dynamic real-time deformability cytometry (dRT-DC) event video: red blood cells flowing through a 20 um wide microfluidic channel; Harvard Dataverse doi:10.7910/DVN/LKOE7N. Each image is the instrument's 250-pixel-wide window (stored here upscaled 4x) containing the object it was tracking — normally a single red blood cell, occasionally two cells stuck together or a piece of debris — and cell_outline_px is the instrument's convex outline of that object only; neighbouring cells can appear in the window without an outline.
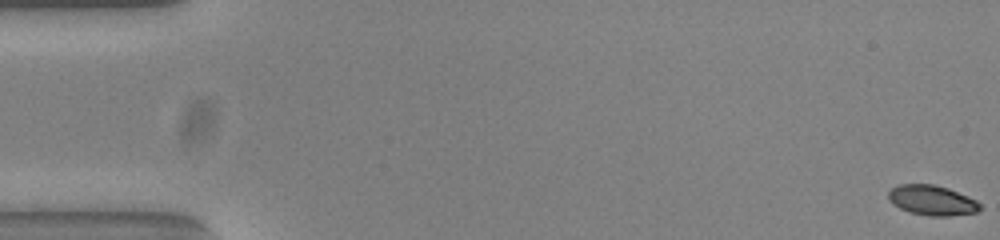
{"species": "common noctule bat (a hibernating species)", "species_latin": "Nyctalus noctula", "temperature_condition": "warm", "stored_images_in_passage": 54, "camera_frame_rate_fps": 3000, "um_per_image_px": 0.085, "animal": {"sex": "female", "body_mass_g": 23.0, "forearm_length_mm": 53.4}, "frame": {"image": 1, "passage_image": 1, "time_ms": 0.0, "image_size_px": [1000, 240], "cell_outline_px": [[980, 208], [976, 212], [948, 216], [928, 216], [908, 212], [892, 204], [888, 200], [888, 192], [892, 188], [900, 184], [932, 184], [948, 188], [968, 196], [976, 200], [980, 204]], "centroid_in_image_um": [79.19, 17.03], "position_along_channel_um": 5.8, "area_um2": 16.07}}
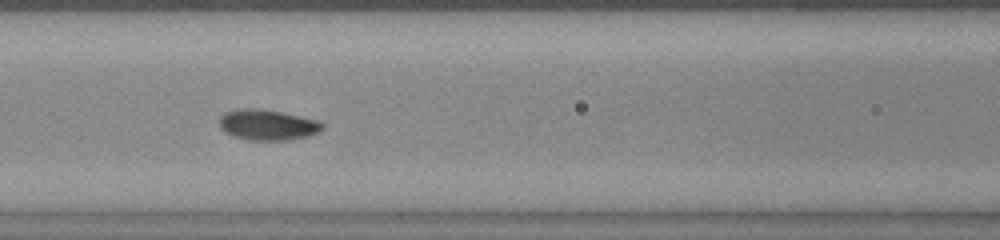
{"frame": {"image": 2, "passage_image": 24, "time_ms": 7.667, "image_size_px": [1000, 240], "cell_outline_px": [[324, 128], [320, 132], [308, 136], [288, 140], [252, 140], [236, 136], [224, 132], [220, 128], [220, 116], [224, 112], [244, 108], [256, 108], [280, 112], [320, 120], [324, 124]], "centroid_in_image_um": [22.78, 10.61], "position_along_channel_um": 143.8, "area_um2": 18.38}}
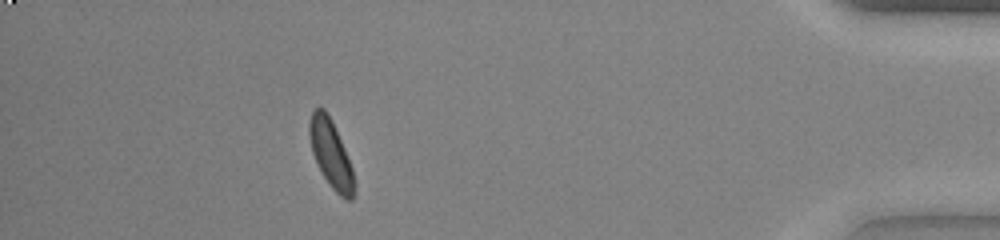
{"frame": {"image": 3, "passage_image": 49, "time_ms": 16.0, "image_size_px": [1000, 240], "cell_outline_px": [[356, 192], [352, 200], [344, 200], [328, 184], [320, 172], [312, 152], [308, 132], [308, 124], [312, 108], [324, 108], [332, 120], [344, 148], [352, 168], [356, 184]], "centroid_in_image_um": [28.12, 13.12], "position_along_channel_um": 407.1, "area_um2": 18.03}, "authors_computed_cell_mechanics": {"area_um2": 17.34, "velocity_mm_per_s": 3.8284, "shape_relaxation_time_tau1_ms": 1.9173, "shape_relaxation_time_tau2_ms": 2.5113, "deformation_change_tau1": 0.1225, "deformation_change_tau2": 0.0638}}